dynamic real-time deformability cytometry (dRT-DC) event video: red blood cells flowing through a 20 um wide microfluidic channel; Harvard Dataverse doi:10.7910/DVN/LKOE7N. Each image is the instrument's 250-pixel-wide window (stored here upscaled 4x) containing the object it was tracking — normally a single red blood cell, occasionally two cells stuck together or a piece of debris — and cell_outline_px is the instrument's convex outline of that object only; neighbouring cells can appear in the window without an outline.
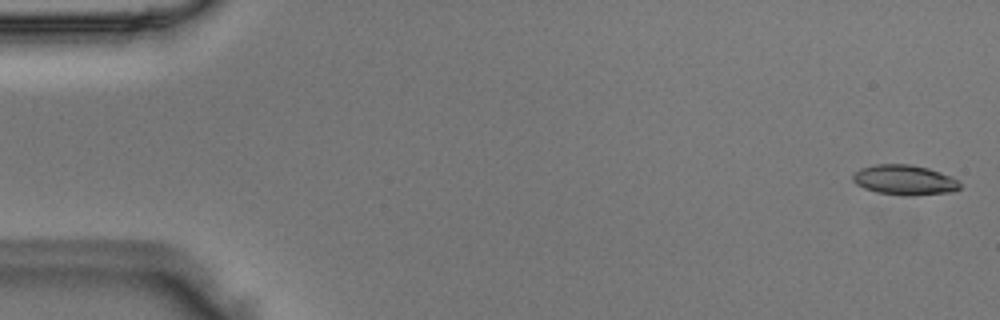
{"species": "Egyptian fruit bat (a non-hibernating species)", "species_latin": "Rousettus aegyptiacus", "temperature_condition": "room temperature", "stored_images_in_passage": 8, "camera_frame_rate_fps": 3000, "um_per_image_px": 0.085, "animal": {"sex": "male"}, "frame": {"image": 1, "passage_image": 1, "time_ms": 0.0, "image_size_px": [1000, 320], "cell_outline_px": [[960, 188], [952, 192], [912, 196], [904, 196], [876, 192], [864, 188], [856, 184], [852, 180], [852, 176], [860, 168], [876, 164], [908, 164], [928, 168], [940, 172], [956, 180], [960, 184]], "centroid_in_image_um": [76.85, 15.31], "position_along_channel_um": 8.1, "area_um2": 18.73}}